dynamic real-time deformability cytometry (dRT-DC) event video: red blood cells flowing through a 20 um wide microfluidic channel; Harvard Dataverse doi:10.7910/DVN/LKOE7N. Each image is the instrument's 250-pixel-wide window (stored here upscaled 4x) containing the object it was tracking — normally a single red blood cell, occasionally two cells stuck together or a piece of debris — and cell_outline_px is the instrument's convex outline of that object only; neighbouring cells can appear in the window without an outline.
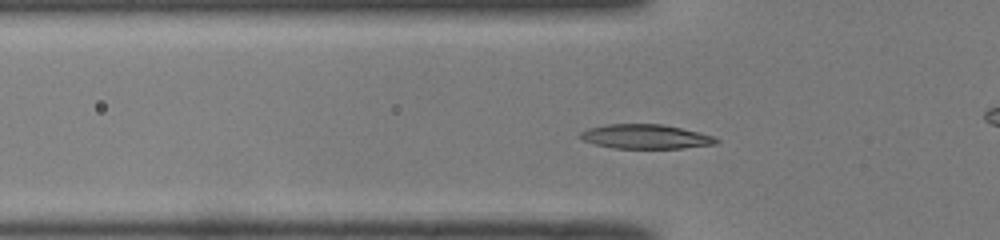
{"species": "common noctule bat (a hibernating species)", "species_latin": "Nyctalus noctula", "temperature_condition": "room temperature", "stored_images_in_passage": 40, "camera_frame_rate_fps": 3000, "um_per_image_px": 0.085, "animal": {"sex": "male", "body_mass_g": 19.0, "forearm_length_mm": 50.8}, "frame": {"image": 1, "passage_image": 6, "time_ms": 1.667, "image_size_px": [1000, 240], "cell_outline_px": [[720, 140], [716, 144], [684, 148], [612, 148], [580, 140], [580, 132], [588, 128], [608, 124], [664, 124], [716, 136]], "centroid_in_image_um": [54.9, 11.61], "position_along_channel_um": 70.9, "area_um2": 19.42}}
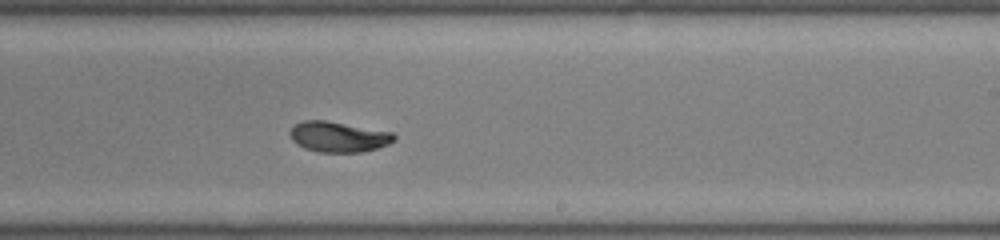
{"frame": {"image": 2, "passage_image": 20, "time_ms": 6.333, "image_size_px": [1000, 240], "cell_outline_px": [[396, 140], [388, 144], [376, 148], [360, 152], [316, 152], [304, 148], [296, 144], [292, 140], [288, 132], [296, 124], [304, 120], [324, 120], [392, 132], [396, 136]], "centroid_in_image_um": [28.74, 11.63], "position_along_channel_um": 260.3, "area_um2": 18.44}}
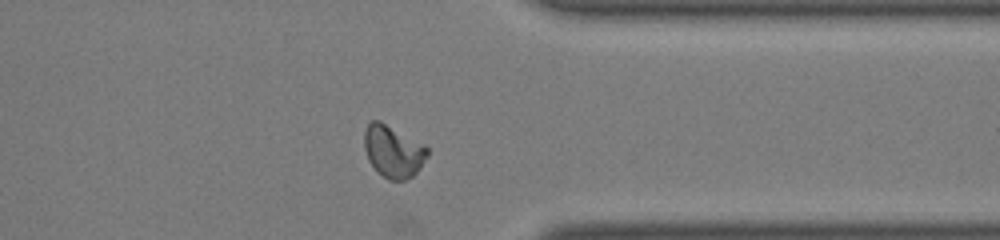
{"frame": {"image": 3, "passage_image": 29, "time_ms": 9.333, "image_size_px": [1000, 240], "cell_outline_px": [[428, 156], [420, 168], [412, 176], [404, 180], [388, 180], [376, 172], [368, 160], [364, 148], [364, 132], [368, 124], [372, 120], [380, 120], [424, 144], [428, 148]], "centroid_in_image_um": [33.41, 12.87], "position_along_channel_um": 378.0, "area_um2": 19.36}, "authors_computed_cell_mechanics": {"area_um2": 18.6116, "velocity_mm_per_s": 4.0695, "shape_relaxation_time_tau1_ms": 2.8607, "shape_relaxation_time_tau2_ms": 0.6532, "deformation_change_tau1": 0.1501, "deformation_change_tau2": 0.0347}}